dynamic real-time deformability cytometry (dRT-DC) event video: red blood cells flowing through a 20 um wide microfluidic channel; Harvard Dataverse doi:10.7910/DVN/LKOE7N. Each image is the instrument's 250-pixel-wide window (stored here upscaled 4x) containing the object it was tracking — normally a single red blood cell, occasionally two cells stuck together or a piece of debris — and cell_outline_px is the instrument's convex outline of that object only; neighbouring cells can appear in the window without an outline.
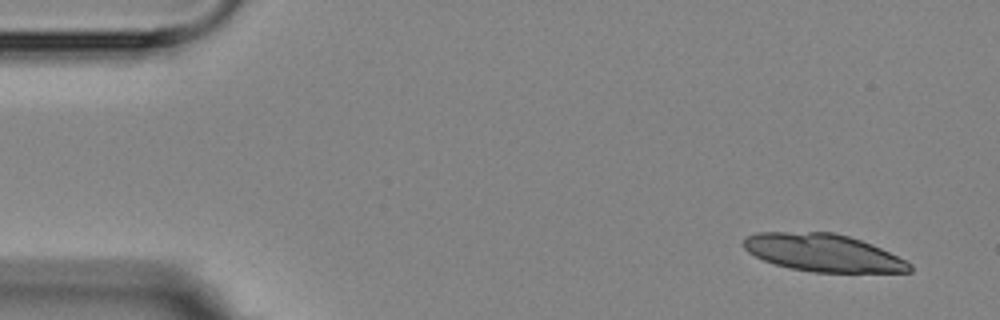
{"species": "Egyptian fruit bat (a non-hibernating species)", "species_latin": "Rousettus aegyptiacus", "temperature_condition": "room temperature", "stored_images_in_passage": 4, "camera_frame_rate_fps": 3000, "um_per_image_px": 0.085, "animal": {"sex": "female"}, "frame": {"image": 1, "passage_image": 1, "time_ms": 0.0, "image_size_px": [1000, 320], "cell_outline_px": [[912, 272], [812, 272], [792, 268], [776, 264], [764, 260], [748, 252], [744, 248], [744, 236], [760, 232], [836, 232], [872, 244], [912, 264]], "centroid_in_image_um": [69.95, 21.48], "position_along_channel_um": 15.0, "area_um2": 36.07}}